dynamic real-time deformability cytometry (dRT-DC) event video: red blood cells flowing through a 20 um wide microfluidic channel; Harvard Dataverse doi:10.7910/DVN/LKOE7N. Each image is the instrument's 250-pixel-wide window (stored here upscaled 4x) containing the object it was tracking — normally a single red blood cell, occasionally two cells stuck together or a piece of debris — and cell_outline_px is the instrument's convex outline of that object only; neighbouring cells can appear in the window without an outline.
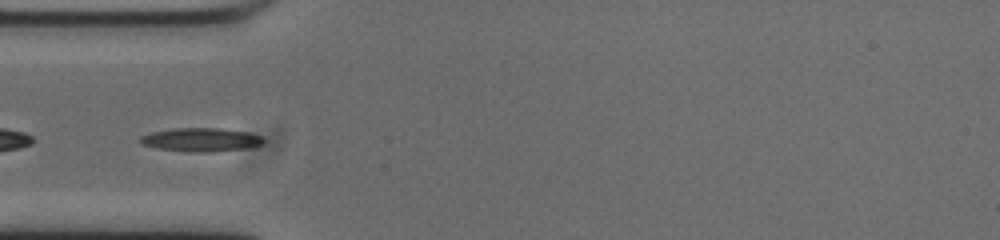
{"species": "common noctule bat (a hibernating species)", "species_latin": "Nyctalus noctula", "temperature_condition": "cold", "stored_images_in_passage": 53, "camera_frame_rate_fps": 3000, "um_per_image_px": 0.085, "animal": {"sex": "male", "body_mass_g": 20.0, "forearm_length_mm": 53.3}, "frame": {"image": 1, "passage_image": 15, "time_ms": 4.667, "image_size_px": [1000, 240], "cell_outline_px": [[264, 144], [244, 148], [208, 152], [188, 152], [156, 148], [140, 144], [140, 136], [152, 132], [172, 128], [216, 128], [248, 132], [264, 136]], "centroid_in_image_um": [17.07, 11.87], "position_along_channel_um": 67.9, "area_um2": 16.99}}
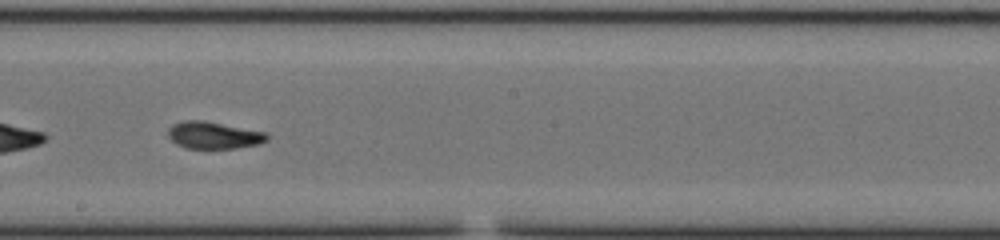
{"frame": {"image": 2, "passage_image": 28, "time_ms": 9.0, "image_size_px": [1000, 240], "cell_outline_px": [[268, 140], [260, 144], [236, 148], [184, 148], [176, 144], [168, 136], [168, 128], [172, 124], [184, 120], [204, 120], [264, 132], [268, 136]], "centroid_in_image_um": [18.13, 11.49], "position_along_channel_um": 230.1, "area_um2": 15.61}}
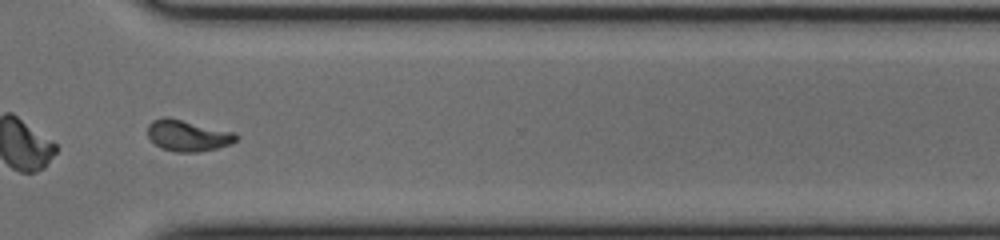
{"frame": {"image": 3, "passage_image": 38, "time_ms": 12.333, "image_size_px": [1000, 240], "cell_outline_px": [[236, 140], [232, 144], [200, 152], [176, 152], [160, 148], [148, 136], [148, 124], [152, 120], [164, 116], [168, 116], [232, 132], [236, 136]], "centroid_in_image_um": [15.91, 11.52], "position_along_channel_um": 354.7, "area_um2": 16.01}, "authors_computed_cell_mechanics": {"area_um2": 15.7794, "velocity_mm_per_s": 3.7379, "shape_relaxation_time_tau1_ms": 8.5267, "shape_relaxation_time_tau2_ms": 1.6265, "deformation_change_tau1": 0.2342, "deformation_change_tau2": 0.0726}}